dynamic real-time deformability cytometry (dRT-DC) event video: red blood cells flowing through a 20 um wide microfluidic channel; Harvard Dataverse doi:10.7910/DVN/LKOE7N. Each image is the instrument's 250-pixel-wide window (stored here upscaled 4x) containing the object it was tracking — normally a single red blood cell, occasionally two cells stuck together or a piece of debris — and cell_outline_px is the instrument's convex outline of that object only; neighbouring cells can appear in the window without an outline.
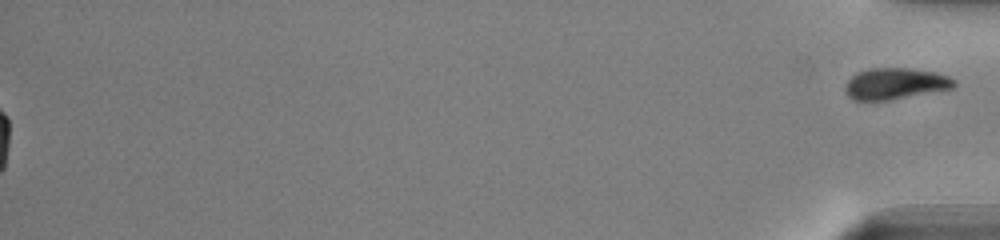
{"species": "common noctule bat (a hibernating species)", "species_latin": "Nyctalus noctula", "temperature_condition": "warm", "stored_images_in_passage": 52, "segment_of_instrument_passage": [2, 2], "camera_frame_rate_fps": 3000, "um_per_image_px": 0.085, "animal": {"sex": "male", "body_mass_g": 13.0, "forearm_length_mm": 53.1}, "frame": {"image": 1, "passage_image": 52, "time_ms": 17.0, "image_size_px": [1000, 240], "cell_outline_px": [[956, 88], [888, 100], [852, 100], [848, 96], [844, 88], [848, 80], [856, 72], [868, 68], [908, 68], [936, 72], [948, 76], [956, 80]], "centroid_in_image_um": [76.11, 7.1], "position_along_channel_um": 359.1, "area_um2": 20.06}}